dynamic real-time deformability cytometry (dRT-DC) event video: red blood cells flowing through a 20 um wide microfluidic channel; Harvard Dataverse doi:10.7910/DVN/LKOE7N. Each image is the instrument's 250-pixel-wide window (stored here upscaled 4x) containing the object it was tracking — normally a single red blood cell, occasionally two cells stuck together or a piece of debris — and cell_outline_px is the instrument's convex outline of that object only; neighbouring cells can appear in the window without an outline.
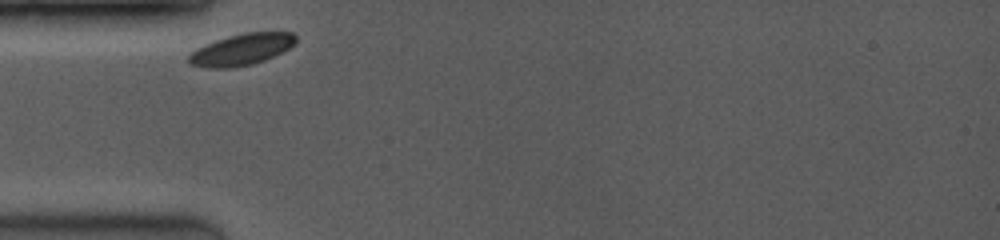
{"species": "common noctule bat (a hibernating species)", "species_latin": "Nyctalus noctula", "temperature_condition": "room temperature", "stored_images_in_passage": 30, "camera_frame_rate_fps": 3500, "um_per_image_px": 0.085, "animal": {"sex": "female", "body_mass_g": 19.0, "forearm_length_mm": 53.3}, "frame": {"image": 1, "passage_image": 1, "time_ms": 0.0, "image_size_px": [1000, 240], "cell_outline_px": [[296, 40], [288, 48], [264, 60], [252, 64], [232, 68], [208, 68], [192, 64], [188, 60], [188, 56], [196, 48], [204, 44], [228, 36], [244, 32], [292, 32], [296, 36]], "centroid_in_image_um": [20.5, 4.2], "position_along_channel_um": 64.5, "area_um2": 19.42}}
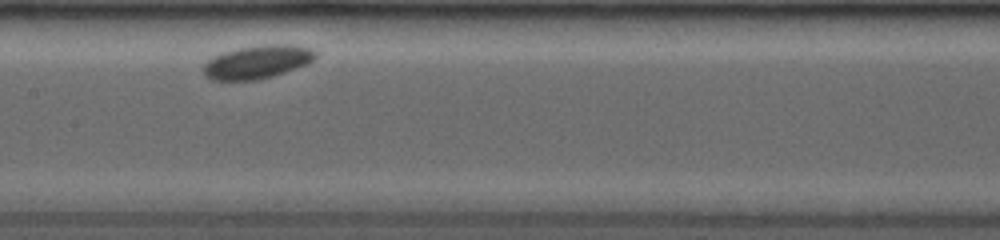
{"frame": {"image": 2, "passage_image": 12, "time_ms": 3.429, "image_size_px": [1000, 240], "cell_outline_px": [[316, 56], [308, 64], [272, 76], [256, 80], [212, 80], [204, 76], [200, 68], [212, 56], [236, 48], [264, 44], [292, 44], [312, 48], [316, 52]], "centroid_in_image_um": [21.84, 5.26], "position_along_channel_um": 185.6, "area_um2": 22.02}}
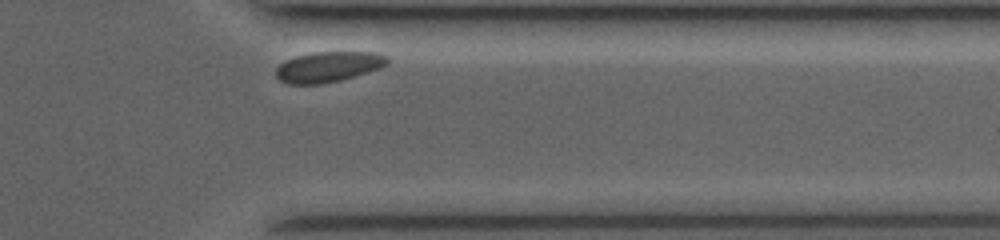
{"frame": {"image": 3, "passage_image": 28, "time_ms": 8.857, "image_size_px": [1000, 240], "cell_outline_px": [[388, 64], [380, 68], [356, 76], [324, 84], [288, 84], [280, 80], [276, 76], [276, 68], [280, 64], [296, 56], [312, 52], [376, 52], [388, 56]], "centroid_in_image_um": [27.93, 5.68], "position_along_channel_um": 383.5, "area_um2": 19.83}}